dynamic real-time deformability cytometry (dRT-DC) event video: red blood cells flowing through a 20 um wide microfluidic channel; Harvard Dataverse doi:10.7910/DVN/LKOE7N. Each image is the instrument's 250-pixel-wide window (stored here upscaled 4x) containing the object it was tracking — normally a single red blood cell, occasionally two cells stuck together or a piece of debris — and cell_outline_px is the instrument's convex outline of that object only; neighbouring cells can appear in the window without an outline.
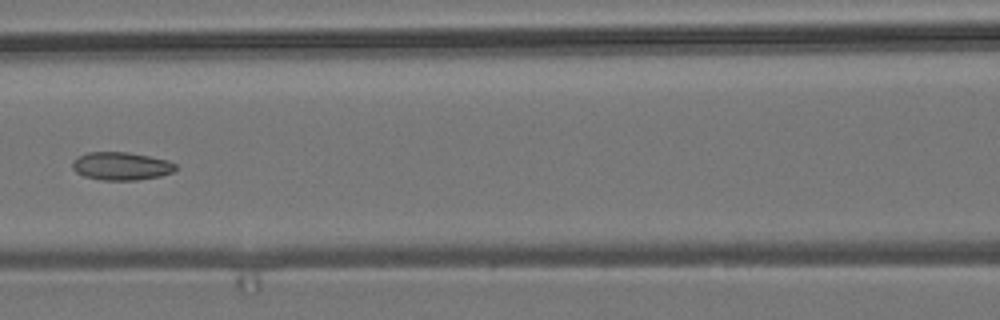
{"species": "common noctule bat (a hibernating species)", "species_latin": "Nyctalus noctula", "temperature_condition": "room temperature", "stored_images_in_passage": 7, "camera_frame_rate_fps": 3000, "um_per_image_px": 0.085, "animal": {"sex": "male", "body_mass_g": 19.2, "forearm_length_mm": 51.8}, "frame": {"image": 1, "passage_image": 7, "time_ms": 2.0, "image_size_px": [1000, 320], "cell_outline_px": [[176, 168], [172, 172], [160, 176], [136, 180], [100, 180], [84, 176], [76, 172], [72, 168], [72, 160], [88, 152], [128, 152], [168, 160], [176, 164]], "centroid_in_image_um": [10.29, 14.12], "position_along_channel_um": 156.3, "area_um2": 16.82}}